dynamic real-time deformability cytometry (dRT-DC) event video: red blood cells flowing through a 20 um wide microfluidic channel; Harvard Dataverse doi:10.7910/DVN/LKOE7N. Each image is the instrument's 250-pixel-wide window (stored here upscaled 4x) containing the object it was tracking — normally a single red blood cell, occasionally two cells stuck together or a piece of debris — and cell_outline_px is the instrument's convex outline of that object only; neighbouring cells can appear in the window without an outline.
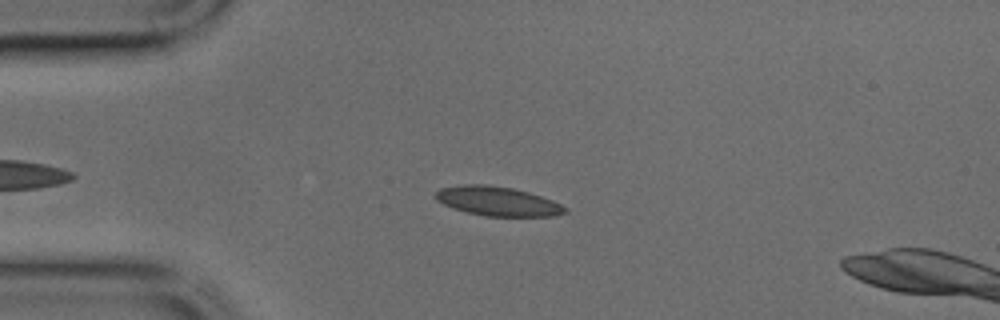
{"species": "common noctule bat (a hibernating species)", "species_latin": "Nyctalus noctula", "temperature_condition": "cold", "stored_images_in_passage": 32, "camera_frame_rate_fps": 3000, "um_per_image_px": 0.085, "animal": {"sex": "male", "body_mass_g": 17.9, "forearm_length_mm": 54.2}, "frame": {"image": 1, "passage_image": 7, "time_ms": 2.0, "image_size_px": [1000, 320], "cell_outline_px": [[568, 212], [552, 216], [484, 216], [452, 208], [436, 200], [436, 192], [440, 188], [464, 184], [484, 184], [512, 188], [528, 192], [552, 200], [568, 208]], "centroid_in_image_um": [42.3, 17.1], "position_along_channel_um": 42.7, "area_um2": 21.96}}
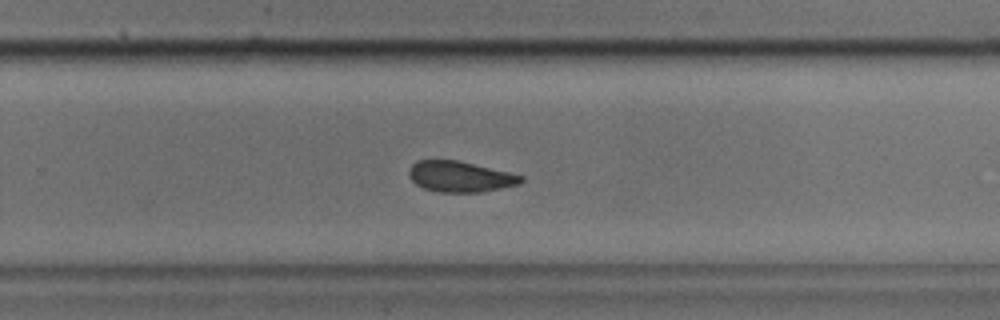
{"frame": {"image": 2, "passage_image": 25, "time_ms": 8.0, "image_size_px": [1000, 320], "cell_outline_px": [[524, 180], [520, 184], [480, 192], [440, 192], [424, 188], [416, 184], [408, 176], [408, 172], [412, 164], [416, 160], [456, 160], [508, 172], [524, 176]], "centroid_in_image_um": [39.09, 15.01], "position_along_channel_um": 290.7, "area_um2": 19.94}}
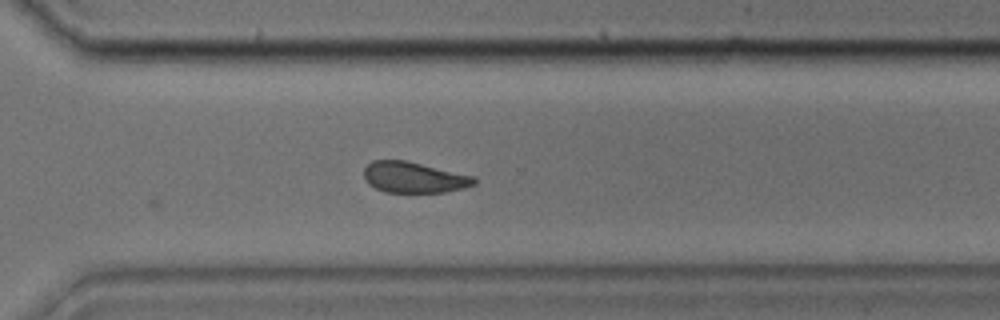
{"frame": {"image": 3, "passage_image": 28, "time_ms": 9.0, "image_size_px": [1000, 320], "cell_outline_px": [[476, 184], [464, 188], [444, 192], [384, 192], [368, 184], [364, 180], [364, 168], [372, 160], [408, 160], [476, 176]], "centroid_in_image_um": [35.2, 15.06], "position_along_channel_um": 335.4, "area_um2": 20.17}}